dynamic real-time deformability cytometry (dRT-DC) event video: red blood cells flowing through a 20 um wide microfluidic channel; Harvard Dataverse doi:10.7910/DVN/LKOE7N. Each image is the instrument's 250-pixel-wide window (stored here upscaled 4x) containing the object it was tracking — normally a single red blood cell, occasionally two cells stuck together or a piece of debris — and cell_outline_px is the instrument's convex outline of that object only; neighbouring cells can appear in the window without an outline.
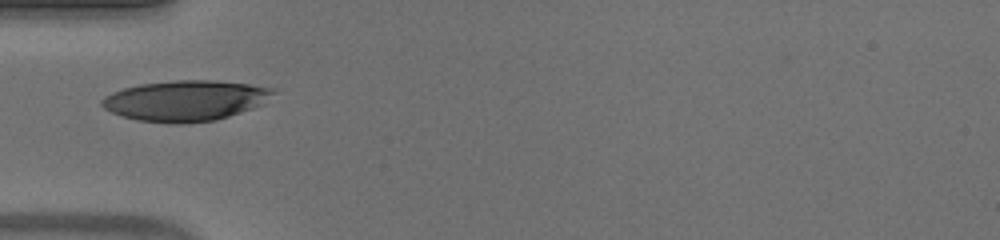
{"species": "human", "species_latin": "Homo sapiens", "temperature_condition": "warm", "stored_images_in_passage": 29, "camera_frame_rate_fps": 3000, "um_per_image_px": 0.085, "donor": {"sex": "male"}, "frame": {"image": 1, "passage_image": 1, "time_ms": 0.0, "image_size_px": [1000, 240], "cell_outline_px": [[276, 92], [260, 104], [252, 108], [216, 120], [184, 124], [176, 124], [136, 120], [112, 112], [104, 108], [100, 104], [100, 100], [104, 96], [112, 92], [124, 88], [140, 84], [176, 80], [212, 80], [248, 84], [276, 88]], "centroid_in_image_um": [15.74, 8.55], "position_along_channel_um": 69.3, "area_um2": 40.4}}
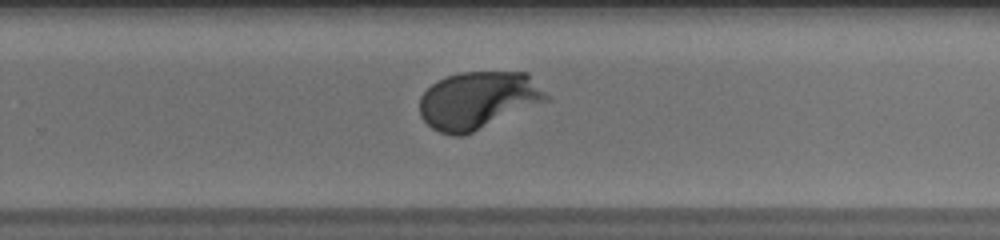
{"frame": {"image": 2, "passage_image": 18, "time_ms": 5.667, "image_size_px": [1000, 240], "cell_outline_px": [[552, 100], [472, 132], [460, 136], [452, 136], [440, 132], [432, 128], [420, 116], [420, 96], [436, 80], [460, 72], [528, 72], [552, 96]], "centroid_in_image_um": [40.71, 8.51], "position_along_channel_um": 289.1, "area_um2": 42.95}}
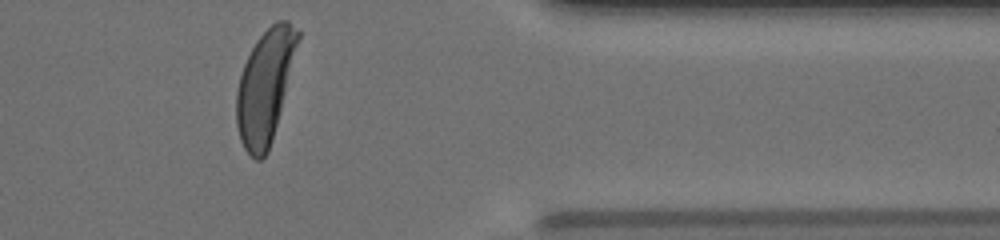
{"frame": {"image": 3, "passage_image": 27, "time_ms": 8.667, "image_size_px": [1000, 240], "cell_outline_px": [[300, 36], [272, 140], [268, 152], [260, 160], [256, 160], [244, 148], [240, 140], [236, 124], [236, 92], [240, 76], [244, 64], [256, 40], [276, 20], [288, 20], [300, 32]], "centroid_in_image_um": [22.51, 7.34], "position_along_channel_um": 388.9, "area_um2": 39.71}, "authors_computed_cell_mechanics": {"area_um2": 41.6738, "velocity_mm_per_s": 3.8838, "shape_relaxation_time_tau1_ms": 2.6903, "shape_relaxation_time_tau2_ms": null, "deformation_change_tau1": 0.1681, "deformation_change_tau2": null}}